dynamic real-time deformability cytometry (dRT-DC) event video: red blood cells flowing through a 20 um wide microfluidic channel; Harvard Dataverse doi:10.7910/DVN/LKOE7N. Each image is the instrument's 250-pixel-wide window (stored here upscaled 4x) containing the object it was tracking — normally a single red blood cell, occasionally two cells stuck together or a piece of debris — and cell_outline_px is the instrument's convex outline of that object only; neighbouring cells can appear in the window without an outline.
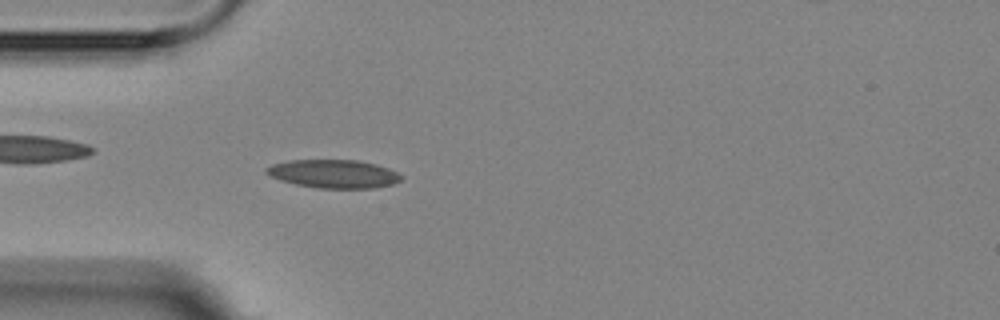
{"species": "Egyptian fruit bat (a non-hibernating species)", "species_latin": "Rousettus aegyptiacus", "temperature_condition": "room temperature", "stored_images_in_passage": 3, "camera_frame_rate_fps": 3000, "um_per_image_px": 0.085, "animal": {"sex": "female"}, "frame": {"image": 1, "passage_image": 3, "time_ms": 2.333, "image_size_px": [1000, 320], "cell_outline_px": [[404, 176], [400, 180], [392, 184], [372, 188], [316, 188], [296, 184], [280, 180], [268, 176], [264, 172], [264, 168], [272, 164], [288, 160], [356, 160], [376, 164], [388, 168]], "centroid_in_image_um": [28.31, 14.77], "position_along_channel_um": 56.7, "area_um2": 22.37}}